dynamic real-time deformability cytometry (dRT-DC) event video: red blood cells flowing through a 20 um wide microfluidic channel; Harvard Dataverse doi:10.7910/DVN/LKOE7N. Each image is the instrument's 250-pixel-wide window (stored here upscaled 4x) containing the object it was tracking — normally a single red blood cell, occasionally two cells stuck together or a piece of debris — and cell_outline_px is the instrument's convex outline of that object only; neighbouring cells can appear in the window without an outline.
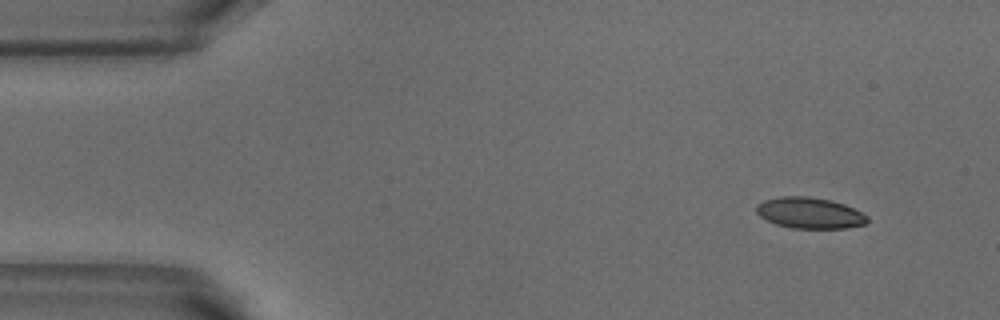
{"species": "common noctule bat (a hibernating species)", "species_latin": "Nyctalus noctula", "temperature_condition": "warm", "stored_images_in_passage": 3, "camera_frame_rate_fps": 3000, "um_per_image_px": 0.085, "animal": {"sex": "male", "body_mass_g": 18.8}, "frame": {"image": 1, "passage_image": 1, "time_ms": 0.0, "image_size_px": [1000, 320], "cell_outline_px": [[868, 224], [844, 228], [792, 228], [776, 224], [760, 216], [756, 212], [756, 204], [764, 200], [780, 196], [808, 196], [832, 200], [844, 204], [868, 216]], "centroid_in_image_um": [68.82, 18.09], "position_along_channel_um": 16.2, "area_um2": 20.11}}
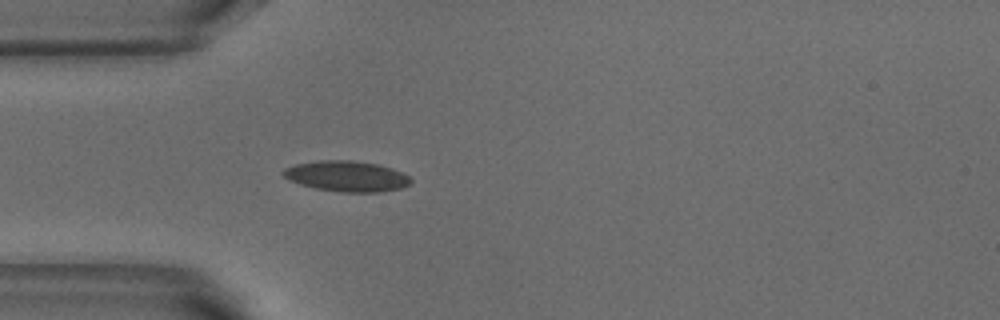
{"frame": {"image": 2, "passage_image": 3, "time_ms": 0.667, "image_size_px": [1000, 320], "cell_outline_px": [[412, 180], [408, 184], [400, 188], [376, 192], [340, 192], [316, 188], [300, 184], [288, 180], [280, 172], [284, 168], [296, 164], [320, 160], [352, 160], [376, 164], [392, 168], [408, 176]], "centroid_in_image_um": [29.42, 14.97], "position_along_channel_um": 55.6, "area_um2": 22.6}}